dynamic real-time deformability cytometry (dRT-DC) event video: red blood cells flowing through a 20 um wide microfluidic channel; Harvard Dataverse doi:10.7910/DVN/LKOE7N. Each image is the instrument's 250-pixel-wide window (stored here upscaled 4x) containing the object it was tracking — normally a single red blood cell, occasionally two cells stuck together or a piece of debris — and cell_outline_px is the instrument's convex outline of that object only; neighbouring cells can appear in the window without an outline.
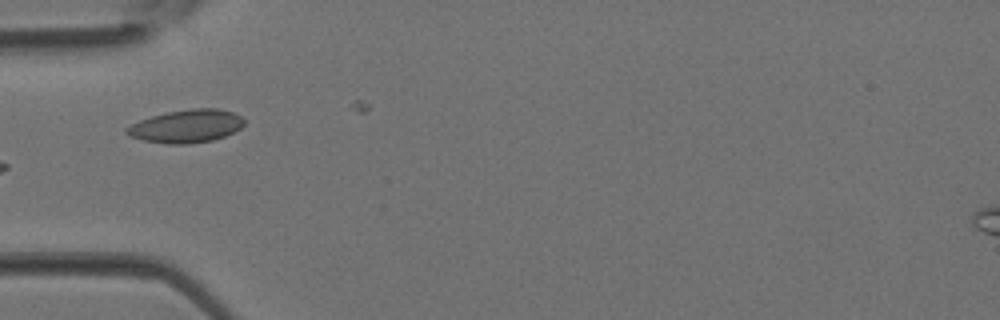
{"species": "Egyptian fruit bat (a non-hibernating species)", "species_latin": "Rousettus aegyptiacus", "temperature_condition": "room temperature", "stored_images_in_passage": 4, "camera_frame_rate_fps": 3000, "um_per_image_px": 0.085, "animal": {"sex": "female"}, "frame": {"image": 1, "passage_image": 4, "time_ms": 1.0, "image_size_px": [1000, 320], "cell_outline_px": [[244, 124], [240, 128], [224, 136], [212, 140], [188, 144], [168, 144], [144, 140], [132, 136], [124, 132], [124, 128], [140, 120], [152, 116], [168, 112], [196, 108], [220, 108], [232, 112], [240, 116], [244, 120]], "centroid_in_image_um": [15.84, 10.72], "position_along_channel_um": 69.2, "area_um2": 22.37}}